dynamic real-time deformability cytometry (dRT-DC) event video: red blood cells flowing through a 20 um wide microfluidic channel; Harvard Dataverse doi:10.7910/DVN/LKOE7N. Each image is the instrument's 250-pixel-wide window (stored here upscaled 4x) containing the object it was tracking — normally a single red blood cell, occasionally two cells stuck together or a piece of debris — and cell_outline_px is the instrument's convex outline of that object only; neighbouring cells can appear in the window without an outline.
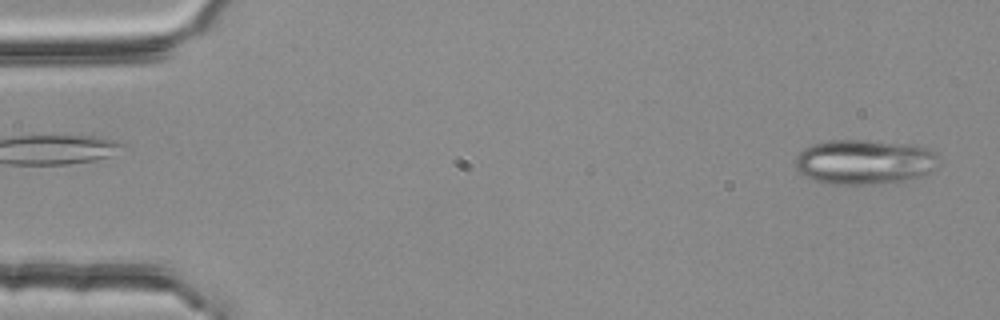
{"species": "common noctule bat (a hibernating species)", "species_latin": "Nyctalus noctula", "temperature_condition": "room temperature", "stored_images_in_passage": 4, "camera_frame_rate_fps": 3000, "um_per_image_px": 0.085, "animal": {"sex": "female", "body_mass_g": 25.1}, "frame": {"image": 1, "passage_image": 4, "time_ms": 1.0, "image_size_px": [1000, 320], "cell_outline_px": [[940, 156], [936, 172], [912, 180], [876, 184], [820, 184], [804, 176], [796, 168], [796, 156], [804, 148], [812, 144], [828, 140], [868, 140], [916, 144], [928, 148], [936, 152]], "centroid_in_image_um": [73.56, 13.77], "position_along_channel_um": 11.4, "area_um2": 38.67}}